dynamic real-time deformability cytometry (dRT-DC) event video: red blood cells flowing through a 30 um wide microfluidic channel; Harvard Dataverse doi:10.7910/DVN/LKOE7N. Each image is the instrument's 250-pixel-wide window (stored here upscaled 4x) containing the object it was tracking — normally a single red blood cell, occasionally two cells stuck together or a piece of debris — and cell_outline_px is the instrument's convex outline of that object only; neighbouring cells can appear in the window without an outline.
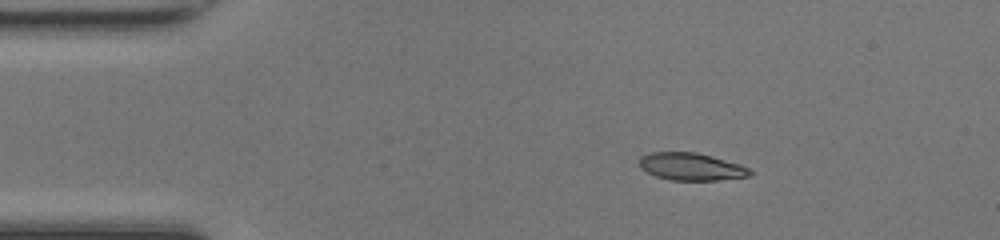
{"species": "common noctule bat (a hibernating species)", "species_latin": "Nyctalus noctula", "temperature_condition": "room temperature", "stored_images_in_passage": 42, "camera_frame_rate_fps": 3000, "um_per_image_px": 0.085, "animal": {"sex": "female", "body_mass_g": 17.0, "forearm_length_mm": 48.0}, "frame": {"image": 1, "passage_image": 1, "time_ms": 0.0, "image_size_px": [1000, 240], "cell_outline_px": [[752, 176], [720, 180], [672, 180], [656, 176], [640, 168], [640, 156], [652, 152], [696, 152], [712, 156], [740, 164], [748, 168], [752, 172]], "centroid_in_image_um": [58.77, 14.16], "position_along_channel_um": 26.2, "area_um2": 17.69}}
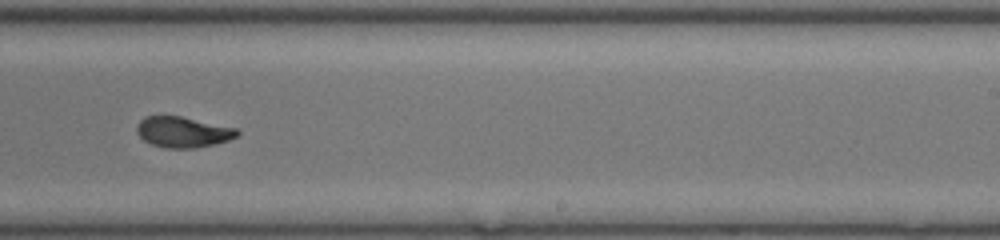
{"frame": {"image": 2, "passage_image": 23, "time_ms": 7.333, "image_size_px": [1000, 240], "cell_outline_px": [[240, 132], [236, 136], [228, 140], [216, 144], [196, 148], [164, 148], [152, 144], [144, 140], [136, 132], [136, 124], [144, 116], [180, 116], [236, 128]], "centroid_in_image_um": [15.52, 11.23], "position_along_channel_um": 273.5, "area_um2": 17.98}}
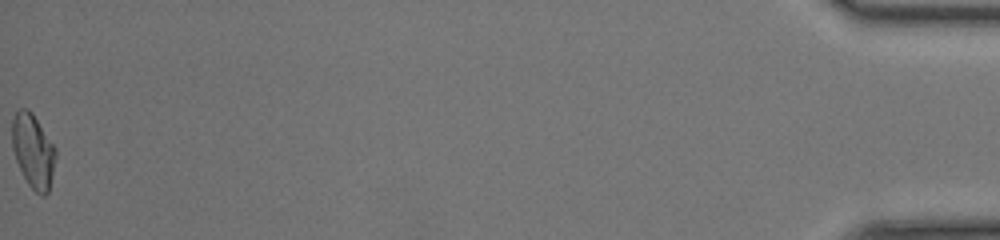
{"frame": {"image": 3, "passage_image": 42, "time_ms": 13.667, "image_size_px": [1000, 240], "cell_outline_px": [[56, 156], [52, 176], [48, 192], [44, 196], [40, 196], [28, 184], [16, 160], [12, 148], [12, 116], [20, 108], [28, 108], [32, 112], [56, 148]], "centroid_in_image_um": [2.81, 12.81], "position_along_channel_um": 432.4, "area_um2": 18.79}, "authors_computed_cell_mechanics": {"area_um2": 18.5538, "velocity_mm_per_s": 4.2512, "shape_relaxation_time_tau1_ms": 4.3872, "shape_relaxation_time_tau2_ms": 1.509, "deformation_change_tau1": 0.201, "deformation_change_tau2": 0.0598}}